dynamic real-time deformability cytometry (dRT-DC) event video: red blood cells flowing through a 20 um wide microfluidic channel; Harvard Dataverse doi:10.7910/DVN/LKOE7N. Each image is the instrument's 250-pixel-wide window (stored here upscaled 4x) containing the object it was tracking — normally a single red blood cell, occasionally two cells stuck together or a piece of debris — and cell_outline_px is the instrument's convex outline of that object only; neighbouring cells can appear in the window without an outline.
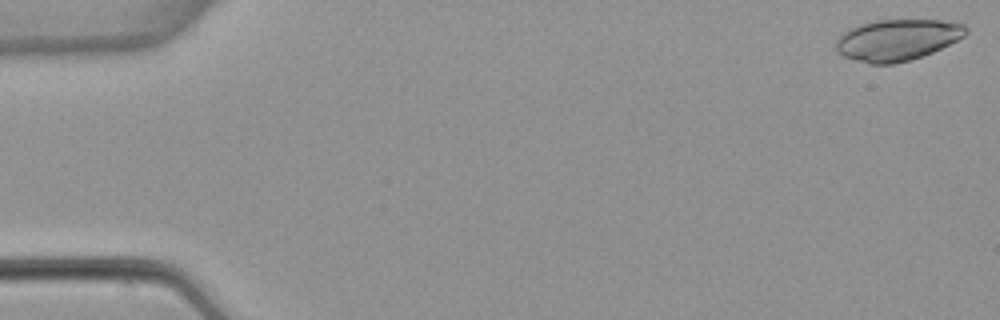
{"species": "common noctule bat (a hibernating species)", "species_latin": "Nyctalus noctula", "temperature_condition": "warm", "stored_images_in_passage": 5, "camera_frame_rate_fps": 3000, "um_per_image_px": 0.085, "animal": {"sex": "female", "body_mass_g": 22.7, "forearm_length_mm": 54.2}, "frame": {"image": 1, "passage_image": 1, "time_ms": 0.0, "image_size_px": [1000, 320], "cell_outline_px": [[968, 32], [964, 36], [932, 52], [912, 60], [892, 64], [868, 64], [844, 56], [836, 52], [836, 40], [844, 32], [860, 24], [872, 20], [940, 20], [964, 24], [968, 28]], "centroid_in_image_um": [76.26, 3.39], "position_along_channel_um": 8.7, "area_um2": 31.21}}